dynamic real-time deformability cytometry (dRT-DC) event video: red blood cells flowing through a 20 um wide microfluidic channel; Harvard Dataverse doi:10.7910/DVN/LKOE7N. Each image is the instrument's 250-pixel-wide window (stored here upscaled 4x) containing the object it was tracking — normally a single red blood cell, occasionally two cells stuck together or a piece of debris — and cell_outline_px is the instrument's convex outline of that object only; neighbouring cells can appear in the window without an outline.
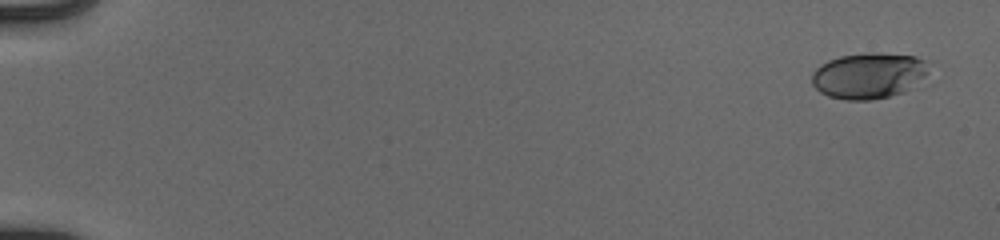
{"species": "human", "species_latin": "Homo sapiens", "temperature_condition": "cold", "stored_images_in_passage": 53, "camera_frame_rate_fps": 3000, "um_per_image_px": 0.085, "donor": {"sex": "male"}, "frame": {"image": 1, "passage_image": 1, "time_ms": 0.0, "image_size_px": [1000, 240], "cell_outline_px": [[932, 60], [928, 72], [912, 88], [904, 92], [872, 100], [844, 100], [828, 96], [820, 92], [812, 84], [812, 72], [820, 64], [828, 60], [840, 56], [868, 52], [876, 52], [916, 56]], "centroid_in_image_um": [73.88, 6.41], "position_along_channel_um": 11.1, "area_um2": 31.85}}
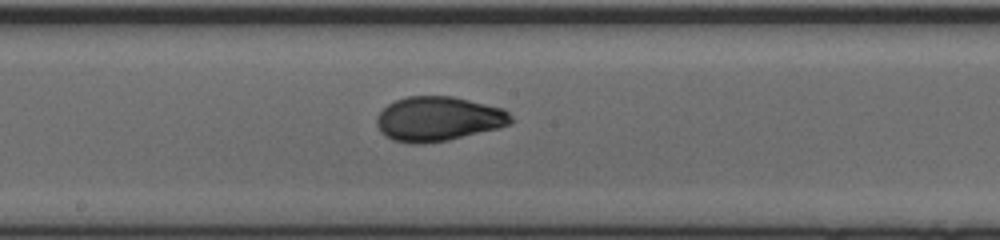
{"frame": {"image": 2, "passage_image": 30, "time_ms": 9.667, "image_size_px": [1000, 240], "cell_outline_px": [[512, 124], [448, 140], [420, 144], [412, 144], [392, 140], [384, 136], [380, 132], [376, 124], [376, 116], [388, 104], [396, 100], [408, 96], [452, 96], [504, 108], [512, 116]], "centroid_in_image_um": [37.23, 10.1], "position_along_channel_um": 211.0, "area_um2": 34.91}}
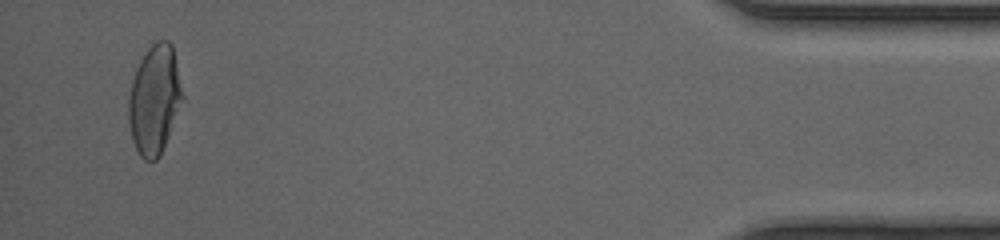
{"frame": {"image": 3, "passage_image": 51, "time_ms": 16.667, "image_size_px": [1000, 240], "cell_outline_px": [[184, 96], [160, 156], [156, 160], [144, 160], [140, 156], [136, 148], [132, 136], [128, 120], [128, 100], [132, 80], [136, 68], [140, 60], [148, 48], [156, 40], [168, 40], [172, 44]], "centroid_in_image_um": [13.13, 8.44], "position_along_channel_um": 422.1, "area_um2": 34.04}, "authors_computed_cell_mechanics": {"area_um2": 33.9286, "velocity_mm_per_s": 3.9749, "shape_relaxation_time_tau1_ms": 7.0552, "shape_relaxation_time_tau2_ms": 0.825, "deformation_change_tau1": 0.2161, "deformation_change_tau2": 0.0489}}